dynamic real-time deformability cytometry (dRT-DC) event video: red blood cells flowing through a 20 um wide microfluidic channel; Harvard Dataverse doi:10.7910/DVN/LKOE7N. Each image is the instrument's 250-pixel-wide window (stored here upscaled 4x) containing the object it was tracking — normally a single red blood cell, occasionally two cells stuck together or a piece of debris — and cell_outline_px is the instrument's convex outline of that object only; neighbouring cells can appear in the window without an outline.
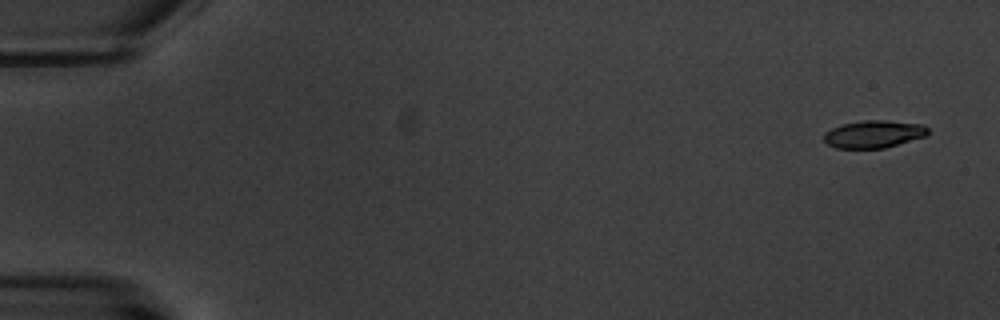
{"species": "common noctule bat (a hibernating species)", "species_latin": "Nyctalus noctula", "temperature_condition": "warm", "stored_images_in_passage": 9, "camera_frame_rate_fps": 3000, "um_per_image_px": 0.085, "animal": {"sex": "male", "body_mass_g": 20.1, "forearm_length_mm": 53.5}, "frame": {"image": 1, "passage_image": 1, "time_ms": 0.0, "image_size_px": [1000, 320], "cell_outline_px": [[928, 132], [924, 136], [884, 148], [836, 148], [828, 144], [824, 140], [824, 132], [840, 124], [864, 120], [888, 120], [924, 124], [928, 128]], "centroid_in_image_um": [74.24, 11.38], "position_along_channel_um": 10.8, "area_um2": 16.65}}
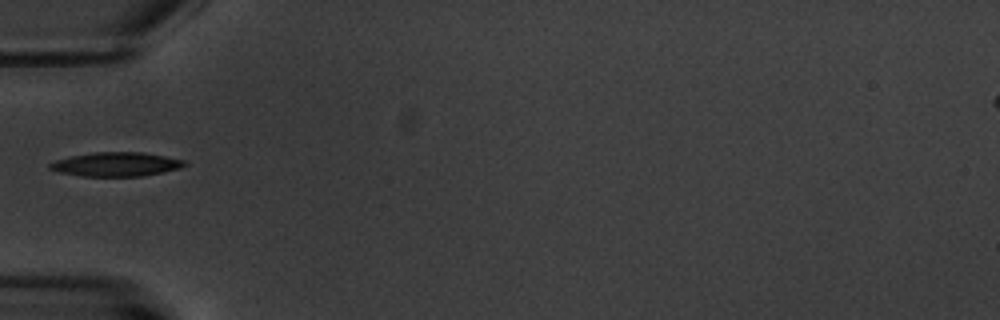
{"frame": {"image": 2, "passage_image": 6, "time_ms": 6.0, "image_size_px": [1000, 320], "cell_outline_px": [[188, 164], [180, 168], [140, 176], [80, 176], [60, 172], [48, 168], [48, 164], [56, 160], [72, 156], [92, 152], [144, 152], [184, 160]], "centroid_in_image_um": [9.85, 13.96], "position_along_channel_um": 75.1, "area_um2": 18.73}}
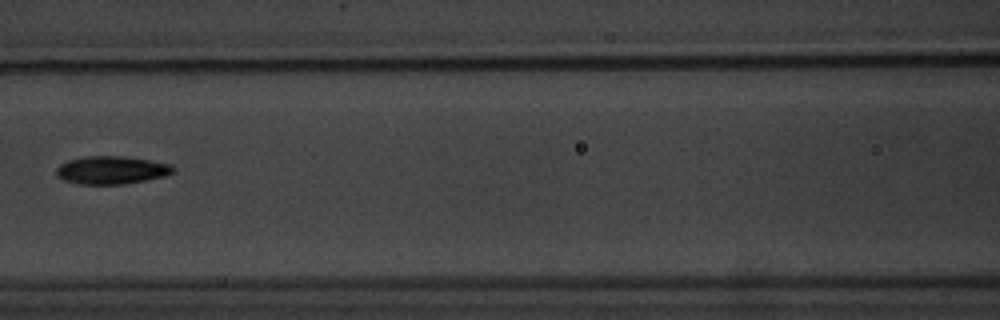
{"frame": {"image": 3, "passage_image": 8, "time_ms": 8.333, "image_size_px": [1000, 320], "cell_outline_px": [[176, 168], [172, 172], [164, 176], [124, 184], [80, 184], [64, 180], [56, 176], [56, 168], [60, 164], [68, 160], [84, 156], [124, 156], [172, 164]], "centroid_in_image_um": [9.45, 14.45], "position_along_channel_um": 157.1, "area_um2": 19.02}}